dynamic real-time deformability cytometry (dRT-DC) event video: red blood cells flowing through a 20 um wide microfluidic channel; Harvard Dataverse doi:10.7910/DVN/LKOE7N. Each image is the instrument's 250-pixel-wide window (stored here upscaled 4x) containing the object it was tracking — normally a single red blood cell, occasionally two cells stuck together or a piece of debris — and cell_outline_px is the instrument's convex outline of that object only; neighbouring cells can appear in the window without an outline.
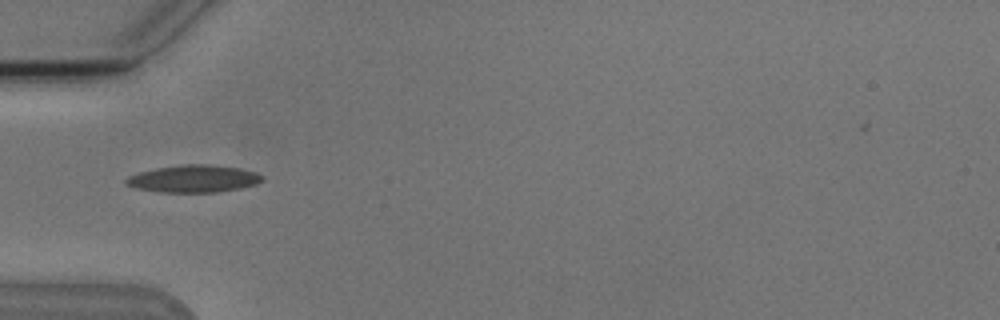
{"species": "Egyptian fruit bat (a non-hibernating species)", "species_latin": "Rousettus aegyptiacus", "temperature_condition": "cold", "stored_images_in_passage": 2, "camera_frame_rate_fps": 3000, "um_per_image_px": 0.085, "animal": {"sex": "male"}, "frame": {"image": 1, "passage_image": 1, "time_ms": 0.0, "image_size_px": [1000, 320], "cell_outline_px": [[264, 180], [256, 184], [240, 188], [216, 192], [160, 192], [136, 188], [128, 184], [124, 180], [128, 176], [140, 172], [156, 168], [180, 164], [208, 164], [236, 168], [256, 172], [264, 176]], "centroid_in_image_um": [16.47, 15.19], "position_along_channel_um": 68.5, "area_um2": 21.56}}